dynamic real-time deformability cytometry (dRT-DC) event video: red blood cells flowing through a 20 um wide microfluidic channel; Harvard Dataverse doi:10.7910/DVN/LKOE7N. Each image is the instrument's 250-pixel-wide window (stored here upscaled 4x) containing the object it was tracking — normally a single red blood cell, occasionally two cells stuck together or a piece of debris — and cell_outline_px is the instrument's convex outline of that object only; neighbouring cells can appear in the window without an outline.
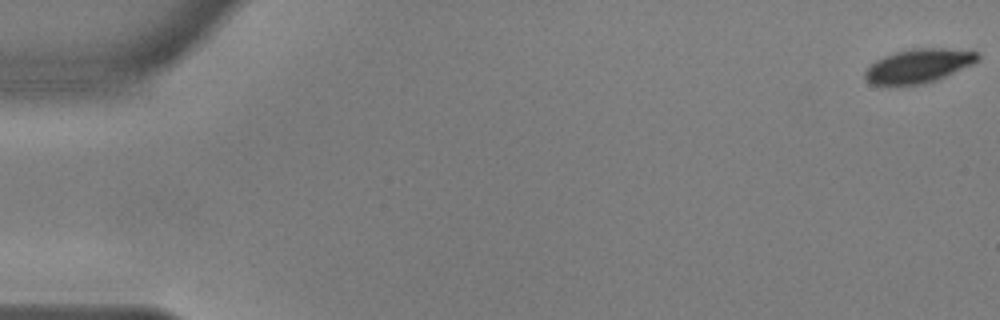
{"species": "common noctule bat (a hibernating species)", "species_latin": "Nyctalus noctula", "temperature_condition": "warm", "stored_images_in_passage": 57, "camera_frame_rate_fps": 3000, "um_per_image_px": 0.085, "animal": {"sex": "male", "body_mass_g": 17.9, "forearm_length_mm": 54.2}, "frame": {"image": 1, "passage_image": 1, "time_ms": 0.0, "image_size_px": [1000, 320], "cell_outline_px": [[980, 60], [972, 64], [936, 80], [924, 84], [892, 88], [880, 88], [864, 80], [864, 72], [876, 60], [884, 56], [896, 52], [912, 48], [944, 48], [980, 52]], "centroid_in_image_um": [78.01, 5.65], "position_along_channel_um": 7.0, "area_um2": 23.0}}
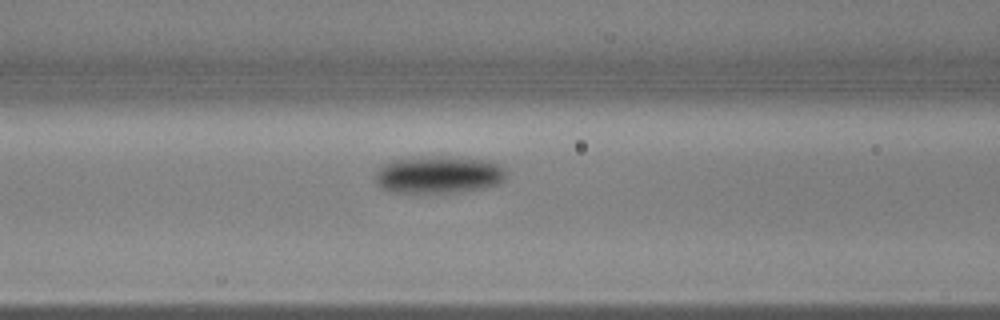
{"frame": {"image": 2, "passage_image": 24, "time_ms": 7.667, "image_size_px": [1000, 320], "cell_outline_px": [[508, 176], [504, 180], [496, 184], [484, 188], [452, 192], [392, 192], [380, 188], [376, 184], [376, 172], [384, 164], [392, 160], [412, 156], [440, 156], [484, 160], [500, 164], [508, 172]], "centroid_in_image_um": [37.28, 14.83], "position_along_channel_um": 129.3, "area_um2": 28.67}}
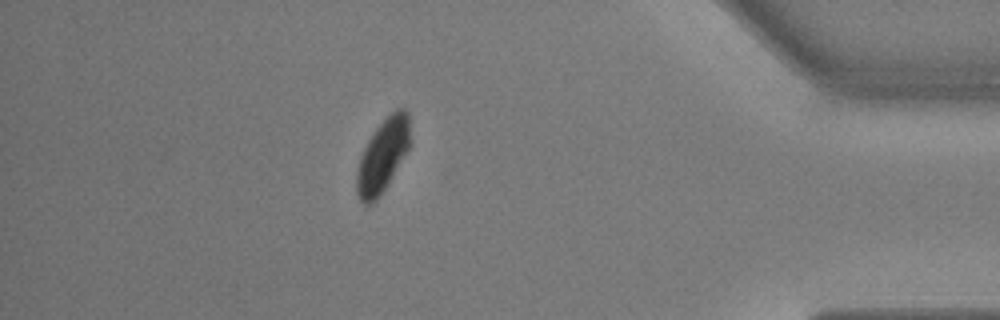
{"frame": {"image": 3, "passage_image": 50, "time_ms": 16.333, "image_size_px": [1000, 320], "cell_outline_px": [[408, 148], [388, 184], [380, 196], [368, 208], [360, 200], [356, 192], [356, 172], [360, 156], [368, 140], [376, 128], [388, 112], [396, 108], [404, 108], [408, 112]], "centroid_in_image_um": [32.48, 13.25], "position_along_channel_um": 402.7, "area_um2": 22.72}, "authors_computed_cell_mechanics": {"area_um2": 25.3164, "velocity_mm_per_s": 3.6134, "shape_relaxation_time_tau1_ms": 1.9853, "shape_relaxation_time_tau2_ms": null, "deformation_change_tau1": 0.1152, "deformation_change_tau2": null}}